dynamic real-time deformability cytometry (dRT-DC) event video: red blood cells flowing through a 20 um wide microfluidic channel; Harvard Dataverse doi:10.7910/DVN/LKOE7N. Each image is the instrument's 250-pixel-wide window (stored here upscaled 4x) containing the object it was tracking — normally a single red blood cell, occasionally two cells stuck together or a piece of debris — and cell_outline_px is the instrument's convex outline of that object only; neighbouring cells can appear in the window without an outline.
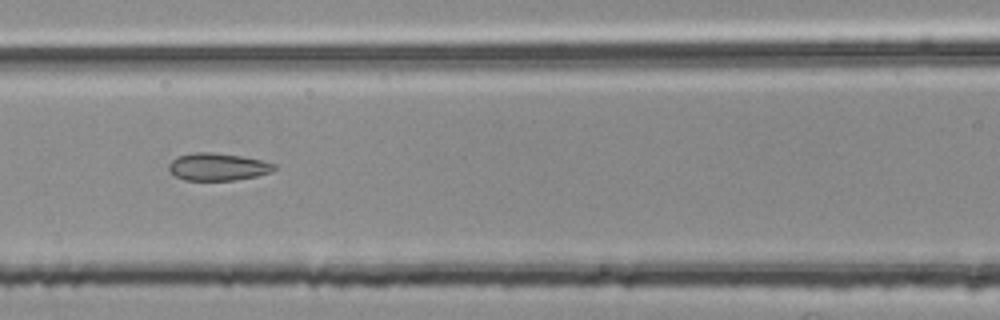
{"species": "common noctule bat (a hibernating species)", "species_latin": "Nyctalus noctula", "temperature_condition": "room temperature", "stored_images_in_passage": 6, "segment_of_instrument_passage": [2, 2], "camera_frame_rate_fps": 3000, "um_per_image_px": 0.085, "animal": {"sex": "female", "body_mass_g": 25.1}, "frame": {"image": 1, "passage_image": 6, "time_ms": 1.667, "image_size_px": [1000, 320], "cell_outline_px": [[276, 168], [268, 172], [256, 176], [236, 180], [184, 180], [176, 176], [168, 168], [168, 164], [176, 156], [192, 152], [212, 152], [240, 156], [260, 160], [276, 164]], "centroid_in_image_um": [18.47, 14.17], "position_along_channel_um": 148.1, "area_um2": 16.76}}